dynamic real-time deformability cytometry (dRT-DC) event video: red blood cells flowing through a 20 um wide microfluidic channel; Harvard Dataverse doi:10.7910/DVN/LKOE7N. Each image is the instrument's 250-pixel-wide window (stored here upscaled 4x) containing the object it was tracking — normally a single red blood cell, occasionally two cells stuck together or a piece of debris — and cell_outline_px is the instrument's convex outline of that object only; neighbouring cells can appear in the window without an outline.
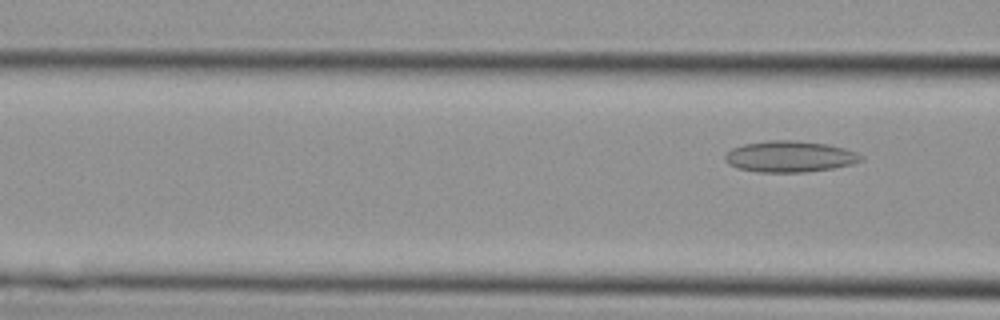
{"species": "Egyptian fruit bat (a non-hibernating species)", "species_latin": "Rousettus aegyptiacus", "temperature_condition": "cold", "stored_images_in_passage": 9, "segment_of_instrument_passage": [2, 2], "camera_frame_rate_fps": 3000, "um_per_image_px": 0.085, "animal": {"sex": "female"}, "frame": {"image": 1, "passage_image": 9, "time_ms": 2.667, "image_size_px": [1000, 320], "cell_outline_px": [[864, 160], [852, 164], [832, 168], [804, 172], [756, 172], [736, 168], [728, 164], [724, 160], [724, 156], [732, 148], [744, 144], [768, 140], [796, 140], [828, 144], [844, 148], [856, 152], [864, 156]], "centroid_in_image_um": [67.13, 13.3], "position_along_channel_um": 99.5, "area_um2": 24.91}}